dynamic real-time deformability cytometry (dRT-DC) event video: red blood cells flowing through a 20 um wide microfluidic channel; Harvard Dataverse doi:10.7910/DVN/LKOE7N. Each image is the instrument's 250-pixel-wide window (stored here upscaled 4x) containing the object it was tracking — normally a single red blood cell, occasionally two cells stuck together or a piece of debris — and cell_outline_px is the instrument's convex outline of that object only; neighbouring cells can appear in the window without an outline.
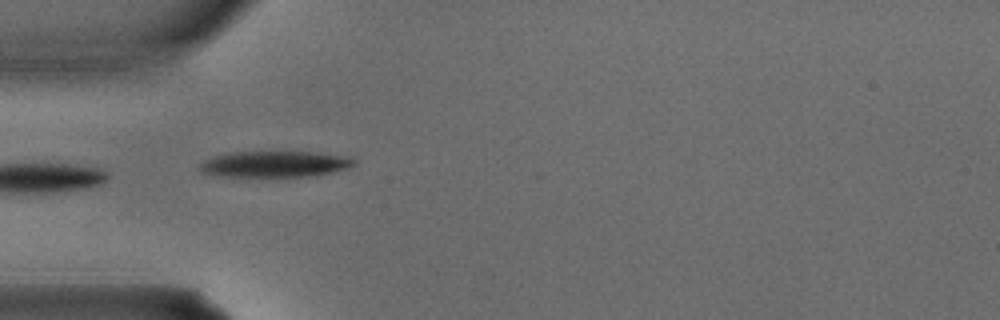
{"species": "common noctule bat (a hibernating species)", "species_latin": "Nyctalus noctula", "temperature_condition": "warm", "stored_images_in_passage": 1, "camera_frame_rate_fps": 3000, "um_per_image_px": 0.085, "animal": {"sex": "male", "body_mass_g": 15.6}, "frame": {"image": 1, "passage_image": 1, "time_ms": 0.0, "image_size_px": [1000, 320], "cell_outline_px": [[356, 164], [348, 168], [316, 176], [212, 176], [200, 172], [196, 168], [196, 164], [204, 160], [216, 156], [232, 152], [316, 152], [348, 156], [356, 160]], "centroid_in_image_um": [23.32, 13.95], "position_along_channel_um": 61.7, "area_um2": 23.76}}